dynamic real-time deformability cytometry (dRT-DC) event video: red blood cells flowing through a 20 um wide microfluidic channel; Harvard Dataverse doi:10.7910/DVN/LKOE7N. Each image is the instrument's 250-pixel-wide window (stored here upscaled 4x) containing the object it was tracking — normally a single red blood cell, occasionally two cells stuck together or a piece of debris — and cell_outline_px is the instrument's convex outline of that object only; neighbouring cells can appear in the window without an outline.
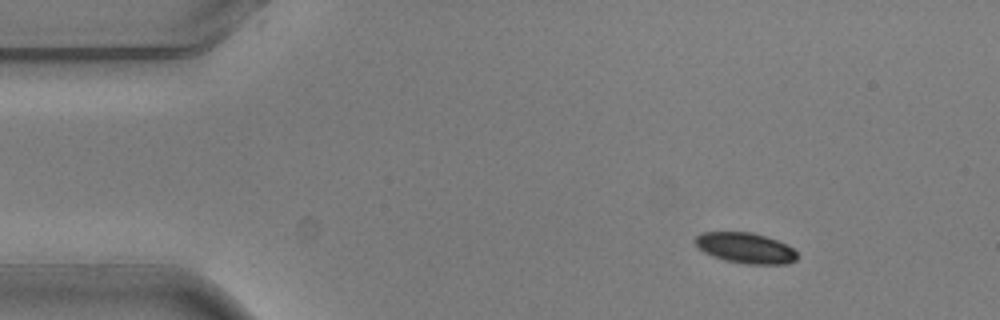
{"species": "common noctule bat (a hibernating species)", "species_latin": "Nyctalus noctula", "temperature_condition": "warm", "stored_images_in_passage": 6, "camera_frame_rate_fps": 3000, "um_per_image_px": 0.085, "animal": {"sex": "male", "body_mass_g": 20.5, "forearm_length_mm": 52.5}, "frame": {"image": 1, "passage_image": 2, "time_ms": 0.333, "image_size_px": [1000, 320], "cell_outline_px": [[800, 256], [796, 260], [788, 264], [748, 264], [724, 260], [712, 256], [704, 252], [692, 240], [700, 232], [752, 232], [788, 244]], "centroid_in_image_um": [63.37, 21.08], "position_along_channel_um": 21.6, "area_um2": 18.32}}
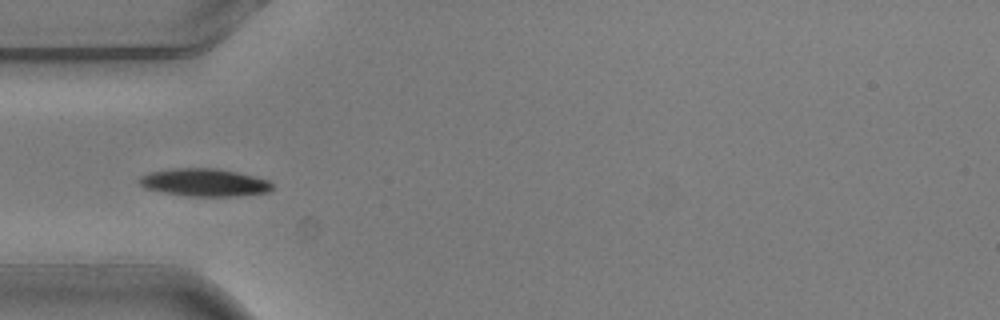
{"frame": {"image": 2, "passage_image": 5, "time_ms": 1.333, "image_size_px": [1000, 320], "cell_outline_px": [[272, 188], [268, 192], [236, 196], [188, 196], [164, 192], [144, 188], [136, 180], [140, 176], [148, 172], [172, 168], [216, 168], [236, 172], [268, 180], [272, 184]], "centroid_in_image_um": [17.31, 15.5], "position_along_channel_um": 67.7, "area_um2": 21.44}}
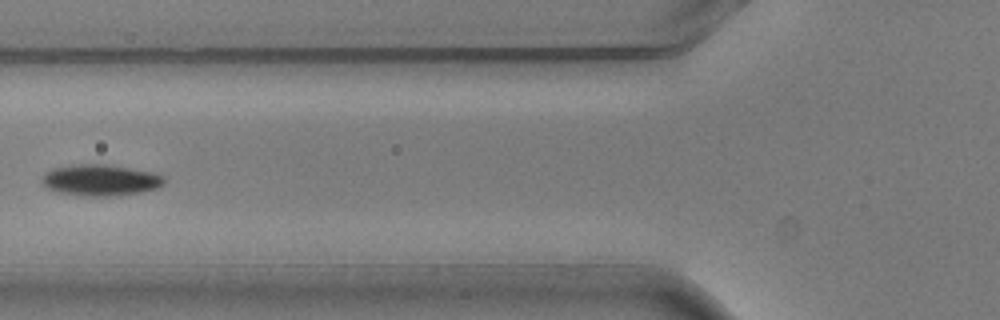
{"frame": {"image": 3, "passage_image": 6, "time_ms": 1.667, "image_size_px": [1000, 320], "cell_outline_px": [[164, 184], [156, 188], [140, 192], [108, 196], [88, 196], [56, 192], [48, 188], [40, 180], [44, 172], [52, 168], [76, 164], [104, 164], [156, 172], [164, 176]], "centroid_in_image_um": [8.52, 15.3], "position_along_channel_um": 117.3, "area_um2": 22.31}}